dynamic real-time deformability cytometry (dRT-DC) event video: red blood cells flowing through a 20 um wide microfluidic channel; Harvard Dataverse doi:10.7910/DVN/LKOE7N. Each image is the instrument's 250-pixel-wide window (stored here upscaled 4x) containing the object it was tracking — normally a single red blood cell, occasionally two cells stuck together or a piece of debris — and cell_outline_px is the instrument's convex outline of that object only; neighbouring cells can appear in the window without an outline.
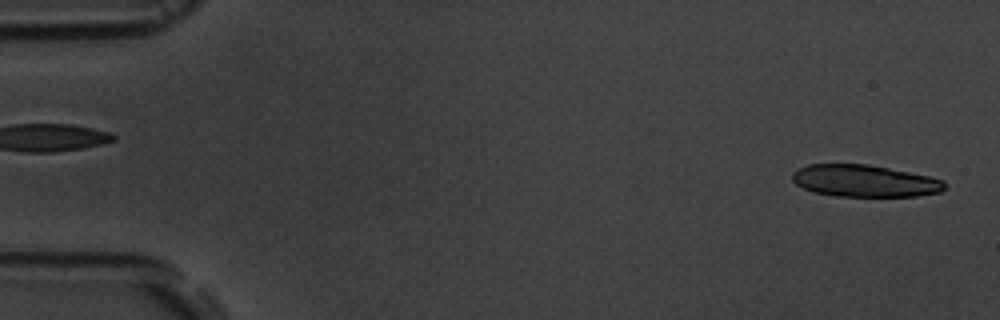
{"species": "common noctule bat (a hibernating species)", "species_latin": "Nyctalus noctula", "temperature_condition": "room temperature", "stored_images_in_passage": 2, "segment_of_instrument_passage": [2, 2], "camera_frame_rate_fps": 3000, "um_per_image_px": 0.085, "animal": {"sex": "male", "body_mass_g": 19.5, "forearm_length_mm": 54.6}, "frame": {"image": 1, "passage_image": 2, "time_ms": 1.0, "image_size_px": [1000, 320], "cell_outline_px": [[944, 188], [940, 192], [916, 196], [836, 196], [816, 192], [804, 188], [796, 184], [792, 180], [792, 172], [808, 164], [868, 164], [928, 176], [944, 180]], "centroid_in_image_um": [73.47, 15.37], "position_along_channel_um": 11.5, "area_um2": 28.15}}